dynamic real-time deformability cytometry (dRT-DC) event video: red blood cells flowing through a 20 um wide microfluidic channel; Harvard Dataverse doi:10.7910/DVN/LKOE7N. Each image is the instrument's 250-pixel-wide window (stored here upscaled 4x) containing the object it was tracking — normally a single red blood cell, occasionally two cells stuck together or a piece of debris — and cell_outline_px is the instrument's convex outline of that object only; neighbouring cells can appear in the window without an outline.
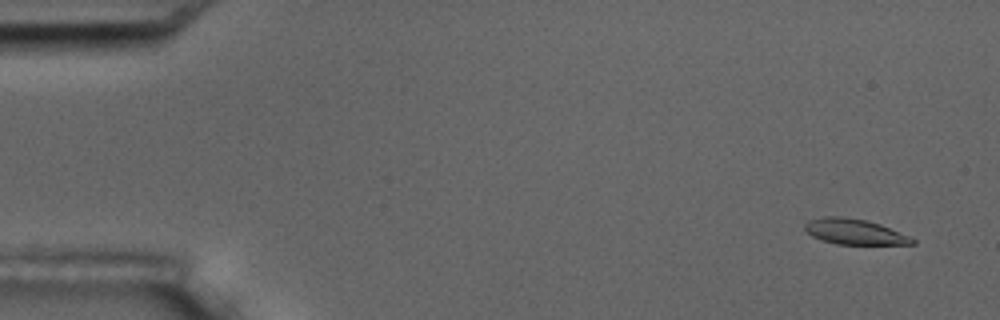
{"species": "common noctule bat (a hibernating species)", "species_latin": "Nyctalus noctula", "temperature_condition": "room temperature", "stored_images_in_passage": 58, "camera_frame_rate_fps": 3000, "um_per_image_px": 0.085, "animal": {"sex": "male", "body_mass_g": 17.5, "forearm_length_mm": 52.3}, "frame": {"image": 1, "passage_image": 4, "time_ms": 1.0, "image_size_px": [1000, 320], "cell_outline_px": [[916, 244], [836, 244], [812, 236], [804, 228], [804, 224], [808, 220], [824, 216], [844, 216], [868, 220], [880, 224], [908, 236], [916, 240]], "centroid_in_image_um": [72.61, 19.68], "position_along_channel_um": 12.4, "area_um2": 15.9}}
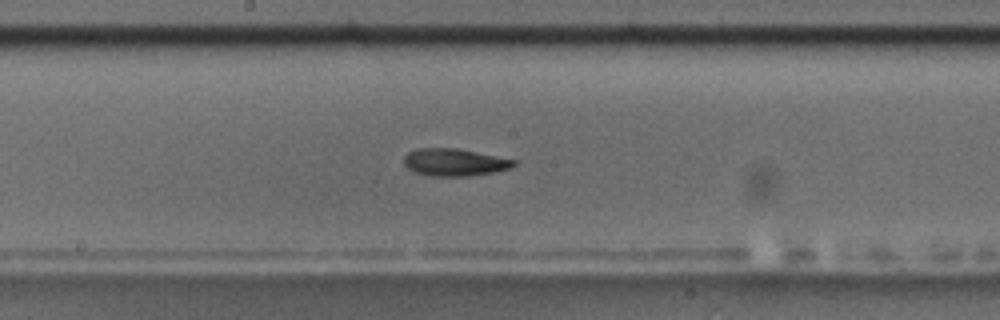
{"frame": {"image": 2, "passage_image": 31, "time_ms": 10.0, "image_size_px": [1000, 320], "cell_outline_px": [[516, 164], [512, 168], [496, 172], [468, 176], [428, 176], [416, 172], [408, 168], [404, 164], [404, 156], [408, 152], [416, 148], [456, 148], [516, 160]], "centroid_in_image_um": [38.63, 13.8], "position_along_channel_um": 209.6, "area_um2": 17.57}}
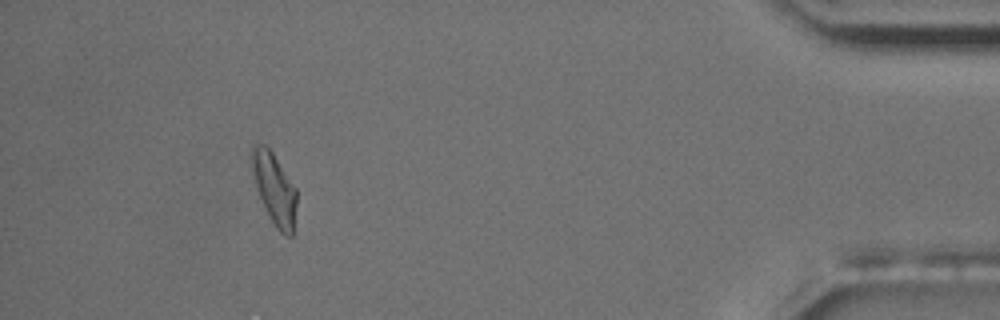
{"frame": {"image": 3, "passage_image": 53, "time_ms": 17.333, "image_size_px": [1000, 320], "cell_outline_px": [[296, 204], [292, 236], [288, 236], [280, 232], [276, 228], [260, 196], [252, 176], [248, 156], [252, 144], [256, 140], [264, 144], [272, 152], [296, 188]], "centroid_in_image_um": [23.26, 15.92], "position_along_channel_um": 411.9, "area_um2": 18.73}, "authors_computed_cell_mechanics": {"area_um2": 17.3978, "velocity_mm_per_s": 3.5642, "shape_relaxation_time_tau1_ms": 3.4323, "shape_relaxation_time_tau2_ms": 4.8747, "deformation_change_tau1": 0.1706, "deformation_change_tau2": 0.1343}}